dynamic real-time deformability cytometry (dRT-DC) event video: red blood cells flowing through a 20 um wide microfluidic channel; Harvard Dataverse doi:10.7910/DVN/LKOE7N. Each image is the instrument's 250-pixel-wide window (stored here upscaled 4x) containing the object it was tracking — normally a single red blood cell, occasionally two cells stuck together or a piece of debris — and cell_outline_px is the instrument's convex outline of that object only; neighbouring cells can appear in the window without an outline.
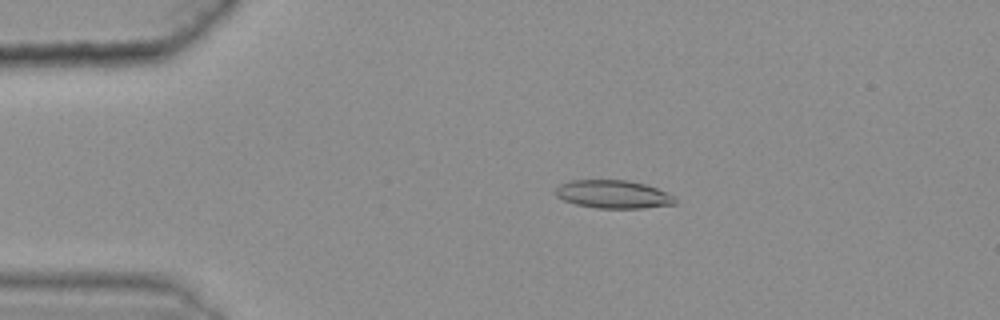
{"species": "common noctule bat (a hibernating species)", "species_latin": "Nyctalus noctula", "temperature_condition": "warm", "stored_images_in_passage": 47, "camera_frame_rate_fps": 3000, "um_per_image_px": 0.085, "animal": {"sex": "female", "body_mass_g": 25.1}, "frame": {"image": 1, "passage_image": 11, "time_ms": 3.333, "image_size_px": [1000, 320], "cell_outline_px": [[676, 204], [644, 208], [596, 208], [576, 204], [564, 200], [556, 196], [552, 192], [560, 184], [572, 180], [628, 180], [644, 184], [656, 188], [676, 196]], "centroid_in_image_um": [52.12, 16.51], "position_along_channel_um": 32.9, "area_um2": 19.71}}
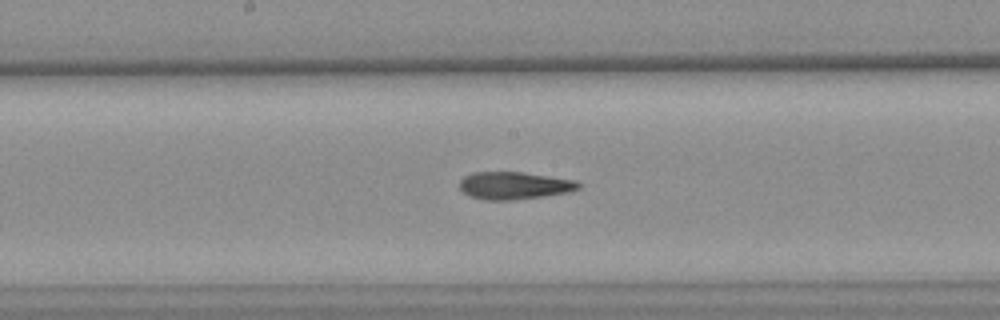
{"frame": {"image": 2, "passage_image": 29, "time_ms": 9.333, "image_size_px": [1000, 320], "cell_outline_px": [[580, 188], [568, 192], [544, 196], [512, 200], [484, 200], [472, 196], [464, 192], [460, 188], [460, 180], [464, 176], [472, 172], [524, 172], [576, 180], [580, 184]], "centroid_in_image_um": [43.72, 15.76], "position_along_channel_um": 204.5, "area_um2": 19.02}}
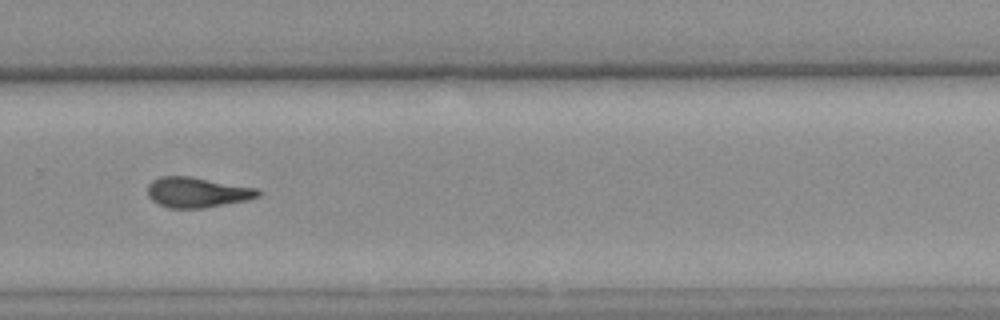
{"frame": {"image": 3, "passage_image": 38, "time_ms": 12.333, "image_size_px": [1000, 320], "cell_outline_px": [[260, 196], [244, 200], [204, 208], [168, 208], [152, 200], [148, 196], [148, 184], [152, 180], [160, 176], [188, 176], [256, 188], [260, 192]], "centroid_in_image_um": [16.71, 16.34], "position_along_channel_um": 313.1, "area_um2": 19.19}, "authors_computed_cell_mechanics": {"area_um2": 19.4786, "velocity_mm_per_s": 3.6273, "shape_relaxation_time_tau1_ms": null, "shape_relaxation_time_tau2_ms": 5.0882, "deformation_change_tau1": null, "deformation_change_tau2": 0.1506}}